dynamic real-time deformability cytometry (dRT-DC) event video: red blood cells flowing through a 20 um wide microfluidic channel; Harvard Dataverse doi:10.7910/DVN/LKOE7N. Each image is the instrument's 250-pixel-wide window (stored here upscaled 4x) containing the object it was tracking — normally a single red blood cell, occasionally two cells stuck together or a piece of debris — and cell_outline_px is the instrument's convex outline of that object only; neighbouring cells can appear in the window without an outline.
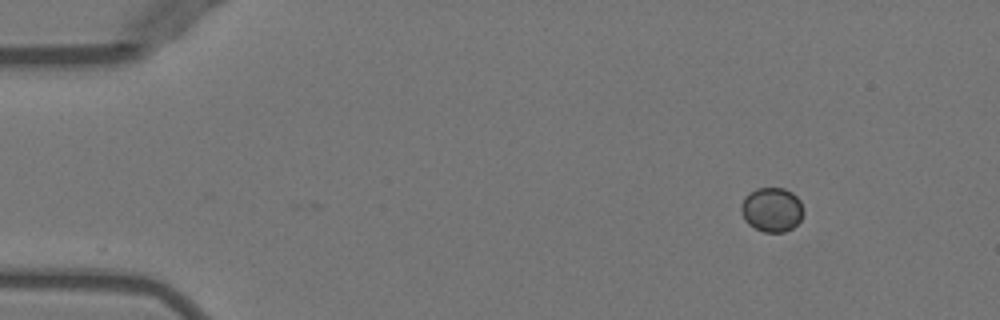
{"species": "Egyptian fruit bat (a non-hibernating species)", "species_latin": "Rousettus aegyptiacus", "temperature_condition": "warm", "stored_images_in_passage": 46, "camera_frame_rate_fps": 3000, "um_per_image_px": 0.085, "animal": {"sex": "female"}, "frame": {"image": 1, "passage_image": 1, "time_ms": 0.0, "image_size_px": [1000, 320], "cell_outline_px": [[804, 212], [800, 220], [792, 228], [784, 232], [764, 232], [748, 224], [744, 220], [740, 208], [740, 204], [744, 196], [756, 188], [784, 188], [792, 192], [800, 200], [804, 208]], "centroid_in_image_um": [65.6, 17.81], "position_along_channel_um": 19.4, "area_um2": 16.3}}
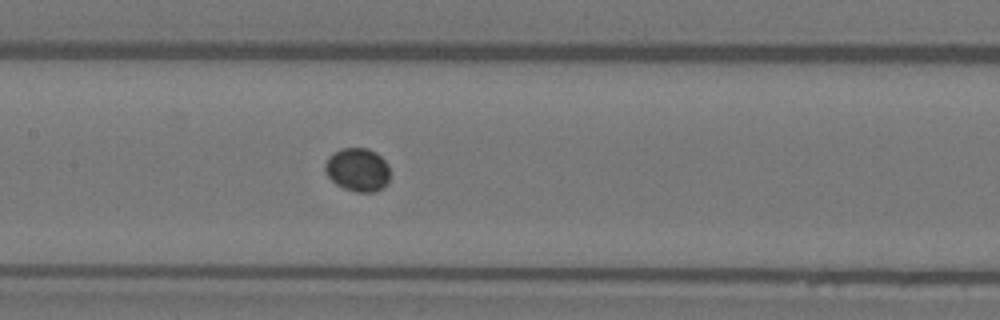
{"frame": {"image": 2, "passage_image": 20, "time_ms": 6.333, "image_size_px": [1000, 320], "cell_outline_px": [[388, 184], [384, 188], [376, 192], [356, 192], [344, 188], [336, 184], [324, 172], [324, 164], [328, 156], [332, 152], [340, 148], [368, 148], [376, 152], [388, 164]], "centroid_in_image_um": [30.38, 14.42], "position_along_channel_um": 177.0, "area_um2": 16.7}}
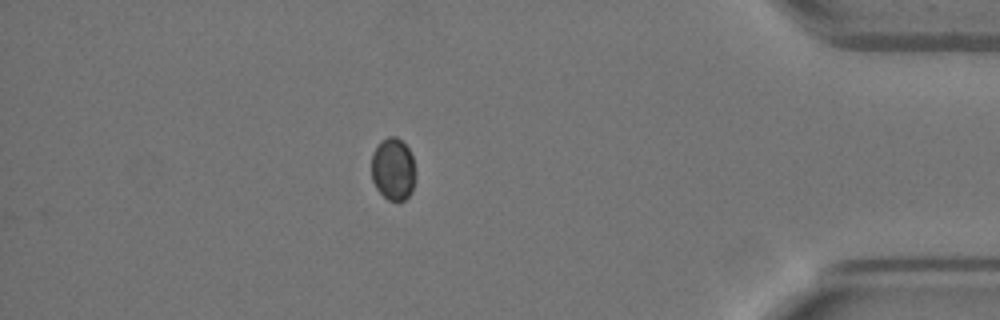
{"frame": {"image": 3, "passage_image": 40, "time_ms": 13.0, "image_size_px": [1000, 320], "cell_outline_px": [[412, 192], [404, 200], [388, 200], [376, 188], [372, 180], [372, 152], [380, 140], [388, 136], [396, 136], [408, 148], [412, 156]], "centroid_in_image_um": [33.36, 14.35], "position_along_channel_um": 401.8, "area_um2": 15.61}}